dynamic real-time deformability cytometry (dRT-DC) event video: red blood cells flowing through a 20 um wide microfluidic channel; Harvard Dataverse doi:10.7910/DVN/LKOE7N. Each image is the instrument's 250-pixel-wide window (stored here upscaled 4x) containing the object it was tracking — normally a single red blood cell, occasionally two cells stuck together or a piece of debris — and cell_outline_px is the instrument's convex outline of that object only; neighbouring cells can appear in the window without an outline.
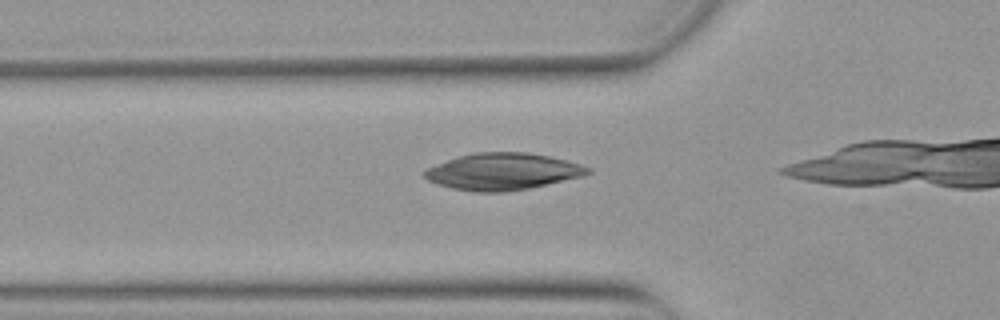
{"species": "Egyptian fruit bat (a non-hibernating species)", "species_latin": "Rousettus aegyptiacus", "temperature_condition": "warm", "stored_images_in_passage": 12, "camera_frame_rate_fps": 3000, "um_per_image_px": 0.085, "animal": {"sex": "female"}, "frame": {"image": 1, "passage_image": 10, "time_ms": 3.0, "image_size_px": [1000, 320], "cell_outline_px": [[592, 172], [584, 176], [528, 188], [508, 192], [472, 192], [452, 188], [436, 184], [428, 180], [420, 172], [428, 168], [448, 160], [460, 156], [476, 152], [528, 152], [548, 156], [580, 164], [592, 168]], "centroid_in_image_um": [42.73, 14.59], "position_along_channel_um": 83.1, "area_um2": 34.97}}